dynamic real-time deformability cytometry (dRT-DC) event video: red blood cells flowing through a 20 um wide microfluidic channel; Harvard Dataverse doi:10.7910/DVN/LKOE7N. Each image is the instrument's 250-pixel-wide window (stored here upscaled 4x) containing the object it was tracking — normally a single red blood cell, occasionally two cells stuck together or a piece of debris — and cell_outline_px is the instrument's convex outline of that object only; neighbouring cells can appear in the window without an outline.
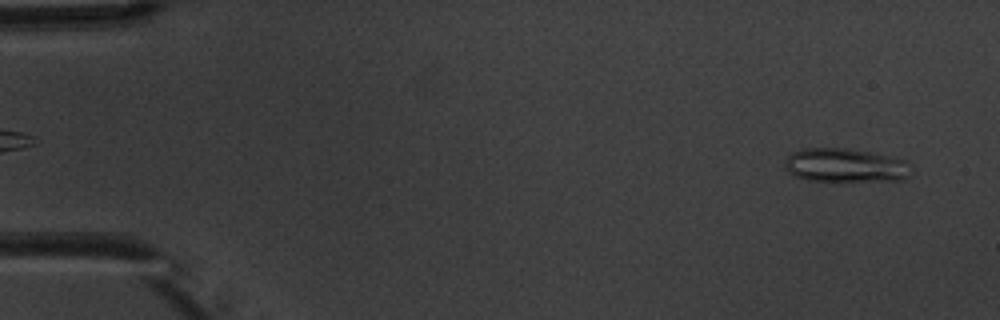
{"species": "common noctule bat (a hibernating species)", "species_latin": "Nyctalus noctula", "temperature_condition": "warm", "stored_images_in_passage": 6, "camera_frame_rate_fps": 3000, "um_per_image_px": 0.085, "animal": {"sex": "male", "body_mass_g": 20.1, "forearm_length_mm": 53.5}, "frame": {"image": 1, "passage_image": 6, "time_ms": 5.667, "image_size_px": [1000, 320], "cell_outline_px": [[908, 176], [900, 180], [840, 184], [832, 184], [808, 180], [796, 176], [784, 168], [784, 164], [788, 156], [792, 152], [800, 148], [848, 148], [892, 156], [904, 160]], "centroid_in_image_um": [71.78, 14.1], "position_along_channel_um": 13.2, "area_um2": 25.78}}